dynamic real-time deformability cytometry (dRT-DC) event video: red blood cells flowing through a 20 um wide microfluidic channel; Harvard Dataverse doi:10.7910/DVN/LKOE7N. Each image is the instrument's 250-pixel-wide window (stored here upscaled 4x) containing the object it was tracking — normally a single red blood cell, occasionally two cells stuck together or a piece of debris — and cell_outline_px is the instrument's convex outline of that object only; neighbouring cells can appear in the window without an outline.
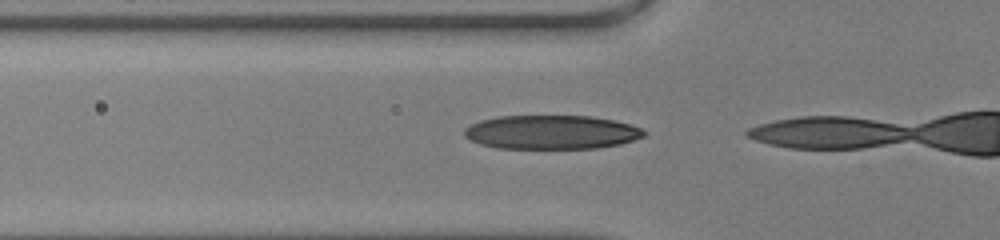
{"species": "human", "species_latin": "Homo sapiens", "temperature_condition": "warm", "stored_images_in_passage": 13, "camera_frame_rate_fps": 3000, "um_per_image_px": 0.085, "donor": {"sex": "male"}, "frame": {"image": 1, "passage_image": 12, "time_ms": 3.667, "image_size_px": [1000, 240], "cell_outline_px": [[648, 132], [644, 136], [620, 144], [596, 148], [496, 148], [480, 144], [464, 136], [464, 128], [480, 120], [500, 116], [592, 116], [612, 120], [628, 124], [640, 128]], "centroid_in_image_um": [46.86, 11.23], "position_along_channel_um": 78.9, "area_um2": 35.37}}